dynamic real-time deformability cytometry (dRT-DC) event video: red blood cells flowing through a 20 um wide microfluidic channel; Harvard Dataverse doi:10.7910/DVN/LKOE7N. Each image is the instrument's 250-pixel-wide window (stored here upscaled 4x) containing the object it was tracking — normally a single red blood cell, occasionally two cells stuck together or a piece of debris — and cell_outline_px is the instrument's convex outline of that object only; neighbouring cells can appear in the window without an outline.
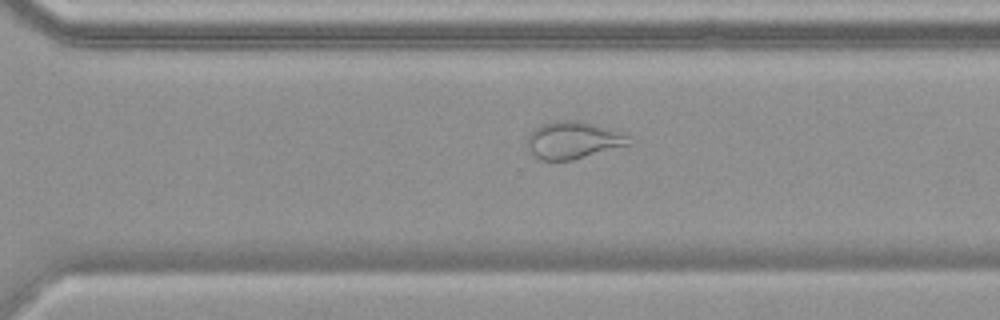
{"species": "common noctule bat (a hibernating species)", "species_latin": "Nyctalus noctula", "temperature_condition": "warm", "stored_images_in_passage": 54, "camera_frame_rate_fps": 3000, "um_per_image_px": 0.085, "animal": {"sex": "female", "body_mass_g": 19.9}, "frame": {"image": 1, "passage_image": 38, "time_ms": 12.333, "image_size_px": [1000, 320], "cell_outline_px": [[632, 144], [572, 160], [540, 160], [528, 152], [528, 136], [532, 128], [540, 124], [556, 120], [576, 120], [596, 124], [632, 136]], "centroid_in_image_um": [48.72, 11.9], "position_along_channel_um": 321.9, "area_um2": 22.43}}
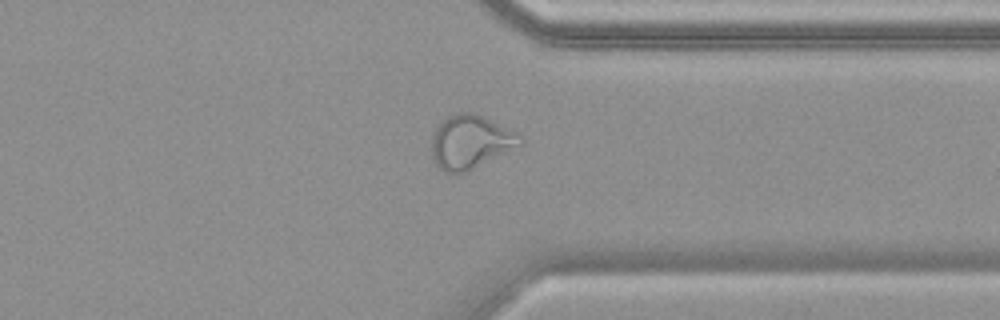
{"frame": {"image": 2, "passage_image": 42, "time_ms": 13.667, "image_size_px": [1000, 320], "cell_outline_px": [[524, 144], [468, 172], [444, 172], [432, 160], [432, 136], [436, 128], [448, 116], [460, 112], [472, 112], [484, 116], [516, 132], [524, 140]], "centroid_in_image_um": [40.02, 12.07], "position_along_channel_um": 371.4, "area_um2": 27.74}}
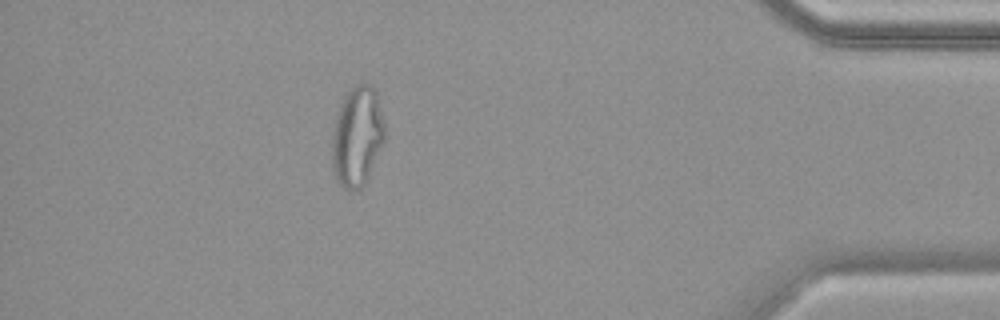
{"frame": {"image": 3, "passage_image": 48, "time_ms": 15.667, "image_size_px": [1000, 320], "cell_outline_px": [[384, 140], [368, 176], [364, 184], [360, 188], [344, 188], [336, 180], [332, 164], [332, 136], [336, 116], [340, 104], [344, 96], [356, 84], [368, 84], [376, 92], [384, 124]], "centroid_in_image_um": [30.34, 11.58], "position_along_channel_um": 404.9, "area_um2": 30.06}, "authors_computed_cell_mechanics": {"area_um2": 29.767, "velocity_mm_per_s": 3.7648, "shape_relaxation_time_tau1_ms": null, "shape_relaxation_time_tau2_ms": 1.2944, "deformation_change_tau1": null, "deformation_change_tau2": 0.0927}}